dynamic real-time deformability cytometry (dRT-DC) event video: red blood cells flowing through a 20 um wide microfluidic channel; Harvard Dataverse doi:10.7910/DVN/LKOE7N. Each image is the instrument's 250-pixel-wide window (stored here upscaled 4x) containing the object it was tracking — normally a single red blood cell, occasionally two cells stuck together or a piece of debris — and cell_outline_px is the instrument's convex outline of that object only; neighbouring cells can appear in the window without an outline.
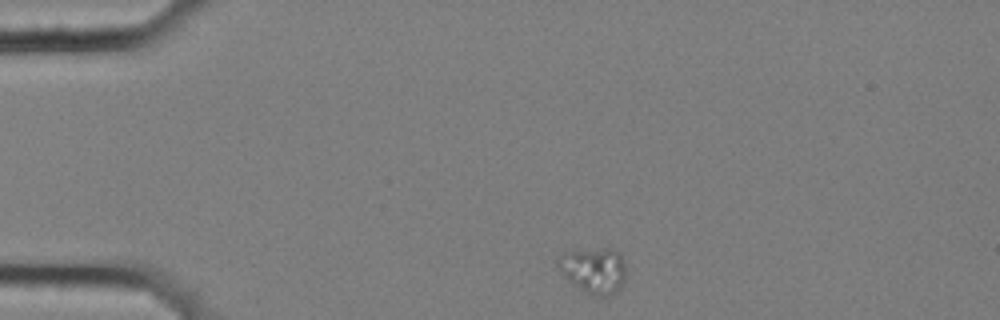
{"species": "common noctule bat (a hibernating species)", "species_latin": "Nyctalus noctula", "temperature_condition": "cold", "stored_images_in_passage": 2, "camera_frame_rate_fps": 3000, "um_per_image_px": 0.085, "animal": {"sex": "female", "body_mass_g": 25.1}, "frame": {"image": 1, "passage_image": 1, "time_ms": 0.0, "image_size_px": [1000, 320], "cell_outline_px": [[624, 280], [620, 288], [616, 292], [608, 296], [592, 296], [572, 284], [564, 276], [556, 264], [556, 260], [564, 252], [604, 248], [608, 248], [620, 252], [624, 264]], "centroid_in_image_um": [50.45, 22.98], "position_along_channel_um": 34.5, "area_um2": 18.15}}